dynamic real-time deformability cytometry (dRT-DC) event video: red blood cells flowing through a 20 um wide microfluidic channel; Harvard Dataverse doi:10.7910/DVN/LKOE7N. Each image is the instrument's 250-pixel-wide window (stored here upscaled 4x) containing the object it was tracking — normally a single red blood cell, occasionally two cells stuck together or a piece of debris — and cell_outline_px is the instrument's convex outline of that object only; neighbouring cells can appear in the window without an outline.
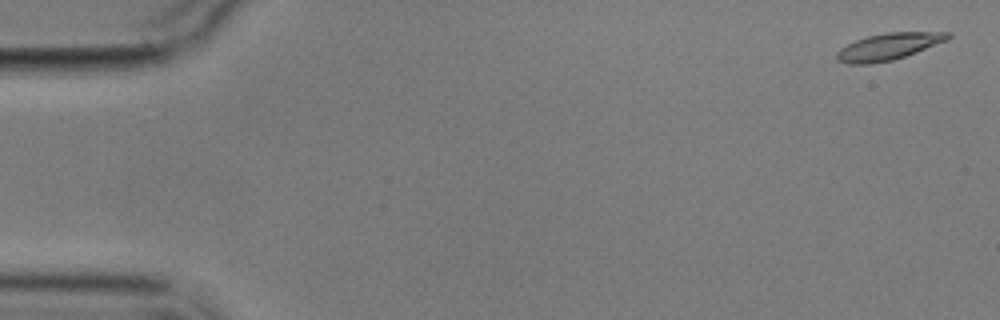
{"species": "common noctule bat (a hibernating species)", "species_latin": "Nyctalus noctula", "temperature_condition": "cold", "stored_images_in_passage": 6, "camera_frame_rate_fps": 3000, "um_per_image_px": 0.085, "animal": {"sex": "male", "body_mass_g": 17.9}, "frame": {"image": 1, "passage_image": 1, "time_ms": 0.0, "image_size_px": [1000, 320], "cell_outline_px": [[952, 36], [948, 40], [916, 52], [892, 60], [868, 64], [848, 64], [836, 60], [836, 52], [840, 48], [856, 40], [868, 36], [888, 32], [952, 32]], "centroid_in_image_um": [75.52, 3.95], "position_along_channel_um": 9.5, "area_um2": 17.28}}
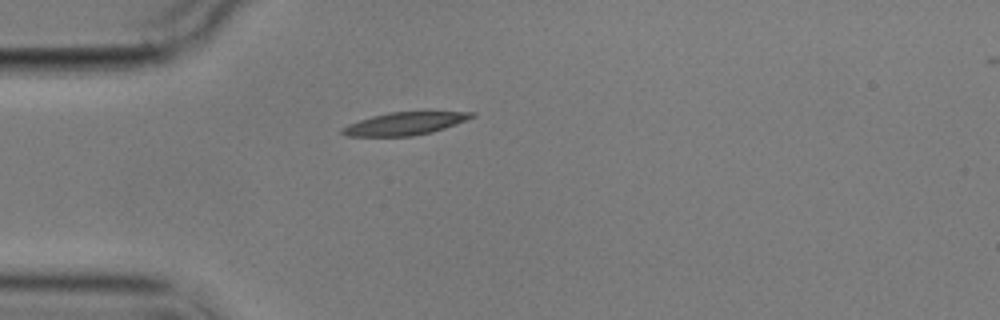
{"frame": {"image": 2, "passage_image": 5, "time_ms": 4.667, "image_size_px": [1000, 320], "cell_outline_px": [[476, 116], [444, 128], [432, 132], [412, 136], [348, 136], [340, 132], [340, 128], [348, 124], [372, 116], [388, 112], [476, 112]], "centroid_in_image_um": [34.38, 10.51], "position_along_channel_um": 50.6, "area_um2": 16.99}}